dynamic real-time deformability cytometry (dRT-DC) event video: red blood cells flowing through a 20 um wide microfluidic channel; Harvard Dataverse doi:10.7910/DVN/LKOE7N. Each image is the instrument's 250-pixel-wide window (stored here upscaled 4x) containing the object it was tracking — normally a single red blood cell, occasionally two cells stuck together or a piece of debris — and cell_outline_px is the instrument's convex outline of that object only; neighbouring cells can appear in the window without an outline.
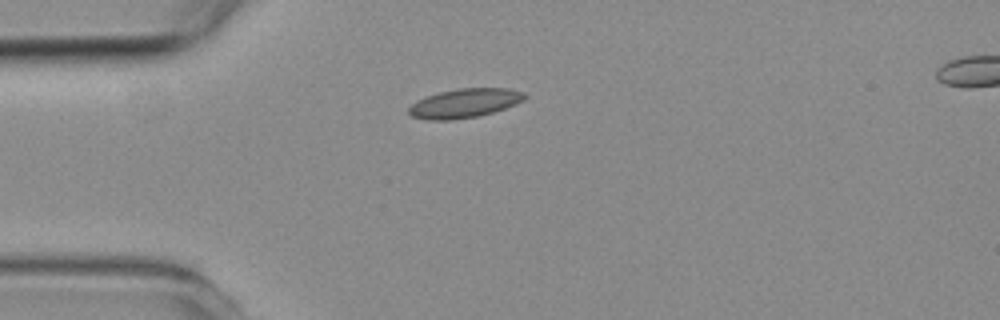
{"species": "common noctule bat (a hibernating species)", "species_latin": "Nyctalus noctula", "temperature_condition": "room temperature", "stored_images_in_passage": 3, "camera_frame_rate_fps": 3000, "um_per_image_px": 0.085, "animal": {"sex": "female", "body_mass_g": 19.3, "forearm_length_mm": 54.1}, "frame": {"image": 1, "passage_image": 1, "time_ms": 0.0, "image_size_px": [1000, 320], "cell_outline_px": [[528, 96], [524, 100], [516, 104], [492, 112], [476, 116], [452, 120], [428, 120], [412, 116], [408, 112], [408, 108], [416, 100], [440, 92], [460, 88], [508, 88], [524, 92]], "centroid_in_image_um": [39.5, 8.77], "position_along_channel_um": 45.5, "area_um2": 19.54}}
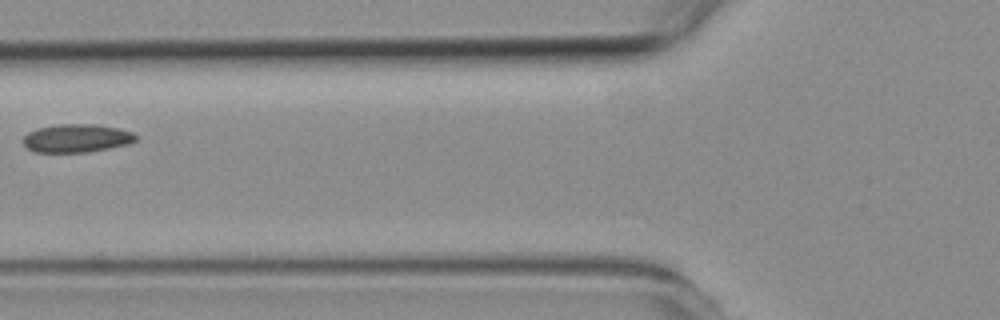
{"frame": {"image": 2, "passage_image": 3, "time_ms": 2.333, "image_size_px": [1000, 320], "cell_outline_px": [[140, 136], [136, 140], [128, 144], [88, 152], [32, 152], [24, 144], [24, 136], [28, 132], [36, 128], [60, 124], [96, 124], [120, 128], [132, 132]], "centroid_in_image_um": [6.54, 11.74], "position_along_channel_um": 119.3, "area_um2": 18.67}}